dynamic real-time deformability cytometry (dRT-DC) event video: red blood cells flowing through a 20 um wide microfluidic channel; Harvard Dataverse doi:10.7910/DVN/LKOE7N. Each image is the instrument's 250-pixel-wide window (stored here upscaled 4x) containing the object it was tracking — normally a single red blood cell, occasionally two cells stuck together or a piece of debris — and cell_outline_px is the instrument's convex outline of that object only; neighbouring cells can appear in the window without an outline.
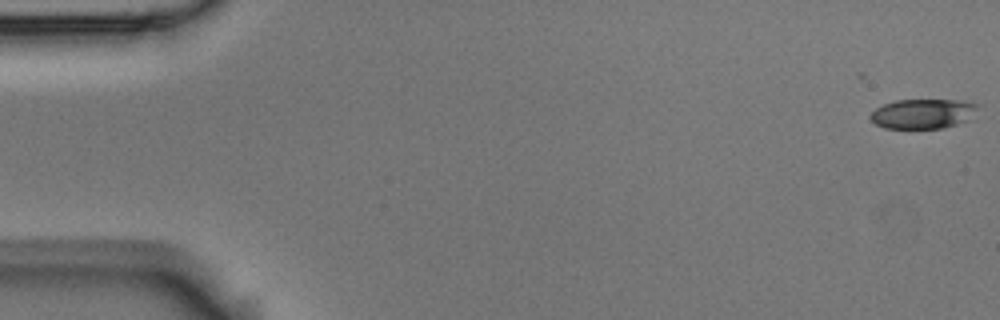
{"species": "Egyptian fruit bat (a non-hibernating species)", "species_latin": "Rousettus aegyptiacus", "temperature_condition": "room temperature", "stored_images_in_passage": 19, "camera_frame_rate_fps": 3000, "um_per_image_px": 0.085, "animal": {"sex": "male"}, "frame": {"image": 1, "passage_image": 1, "time_ms": 0.0, "image_size_px": [1000, 320], "cell_outline_px": [[984, 104], [964, 120], [956, 124], [940, 128], [884, 128], [876, 124], [868, 116], [876, 108], [884, 104], [896, 100], [960, 100]], "centroid_in_image_um": [78.44, 9.65], "position_along_channel_um": 6.6, "area_um2": 18.44}}
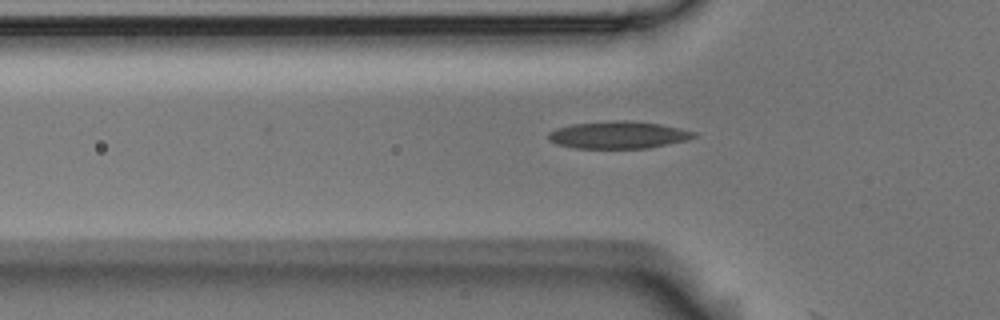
{"frame": {"image": 2, "passage_image": 18, "time_ms": 5.667, "image_size_px": [1000, 320], "cell_outline_px": [[696, 136], [688, 140], [648, 148], [572, 148], [556, 144], [548, 140], [548, 132], [556, 128], [572, 124], [616, 120], [632, 120], [660, 124], [680, 128], [696, 132]], "centroid_in_image_um": [52.54, 11.47], "position_along_channel_um": 73.3, "area_um2": 23.29}}